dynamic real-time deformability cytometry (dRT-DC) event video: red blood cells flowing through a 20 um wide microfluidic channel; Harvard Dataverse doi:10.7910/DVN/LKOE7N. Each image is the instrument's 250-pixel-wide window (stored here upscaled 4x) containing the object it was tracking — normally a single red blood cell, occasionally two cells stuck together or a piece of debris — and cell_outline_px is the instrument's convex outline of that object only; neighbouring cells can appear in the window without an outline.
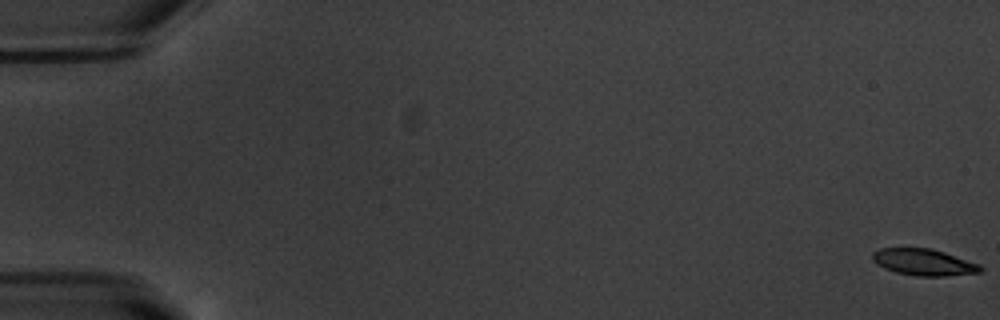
{"species": "common noctule bat (a hibernating species)", "species_latin": "Nyctalus noctula", "temperature_condition": "warm", "stored_images_in_passage": 55, "camera_frame_rate_fps": 3000, "um_per_image_px": 0.085, "animal": {"sex": "male", "body_mass_g": 20.1, "forearm_length_mm": 53.5}, "frame": {"image": 1, "passage_image": 1, "time_ms": 0.0, "image_size_px": [1000, 320], "cell_outline_px": [[984, 268], [980, 272], [944, 276], [916, 276], [896, 272], [884, 268], [876, 264], [872, 260], [872, 252], [880, 248], [932, 248], [980, 264]], "centroid_in_image_um": [78.5, 22.28], "position_along_channel_um": 6.5, "area_um2": 16.76}}
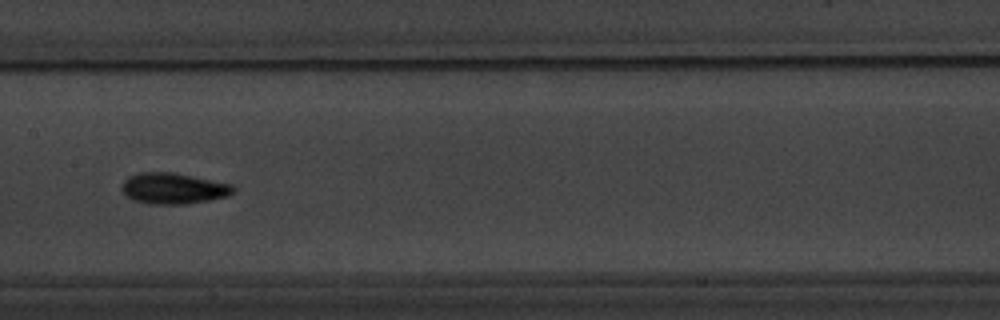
{"frame": {"image": 2, "passage_image": 29, "time_ms": 9.333, "image_size_px": [1000, 320], "cell_outline_px": [[236, 192], [228, 196], [208, 200], [184, 204], [152, 204], [132, 200], [120, 188], [124, 180], [128, 176], [140, 172], [172, 172], [232, 184], [236, 188]], "centroid_in_image_um": [14.74, 16.01], "position_along_channel_um": 192.7, "area_um2": 20.17}}
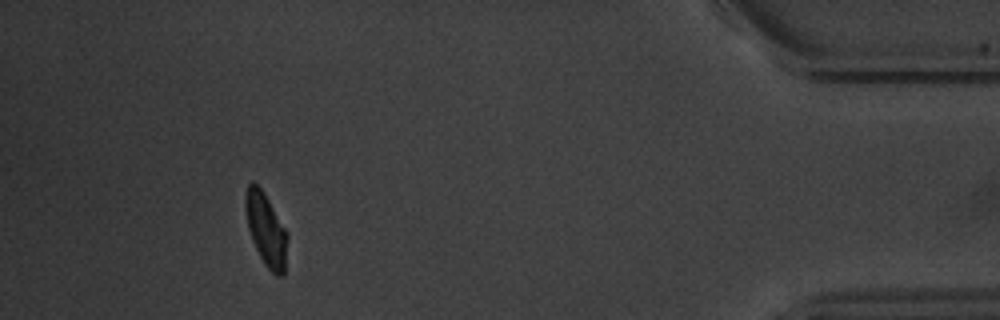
{"frame": {"image": 3, "passage_image": 51, "time_ms": 16.667, "image_size_px": [1000, 320], "cell_outline_px": [[288, 236], [284, 276], [276, 276], [264, 264], [252, 240], [248, 228], [244, 204], [244, 196], [248, 184], [252, 180], [264, 192], [288, 232]], "centroid_in_image_um": [22.61, 19.5], "position_along_channel_um": 412.6, "area_um2": 17.98}, "authors_computed_cell_mechanics": {"area_um2": 18.0914, "velocity_mm_per_s": 3.7551, "shape_relaxation_time_tau1_ms": 2.6171, "shape_relaxation_time_tau2_ms": 3.0169, "deformation_change_tau1": 0.1436, "deformation_change_tau2": 0.0632}}